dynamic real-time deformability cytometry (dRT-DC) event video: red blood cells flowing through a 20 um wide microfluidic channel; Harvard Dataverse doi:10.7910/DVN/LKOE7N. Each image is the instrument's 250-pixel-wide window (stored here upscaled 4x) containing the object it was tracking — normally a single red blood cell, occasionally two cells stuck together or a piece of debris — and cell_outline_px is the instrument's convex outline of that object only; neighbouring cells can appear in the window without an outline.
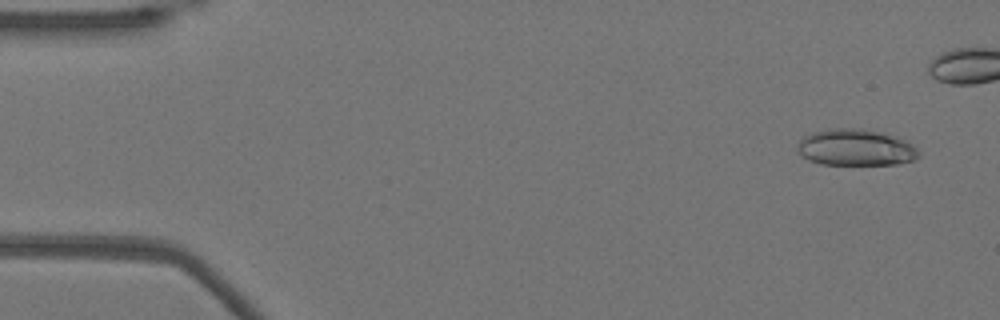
{"species": "Egyptian fruit bat (a non-hibernating species)", "species_latin": "Rousettus aegyptiacus", "temperature_condition": "warm", "stored_images_in_passage": 42, "camera_frame_rate_fps": 3000, "um_per_image_px": 0.085, "animal": {"sex": "female"}, "frame": {"image": 1, "passage_image": 3, "time_ms": 0.667, "image_size_px": [1000, 320], "cell_outline_px": [[920, 156], [912, 160], [896, 164], [820, 164], [796, 152], [796, 148], [800, 140], [804, 136], [812, 132], [828, 128], [864, 128], [884, 132], [908, 140], [920, 152]], "centroid_in_image_um": [72.75, 12.51], "position_along_channel_um": 12.2, "area_um2": 26.07}}
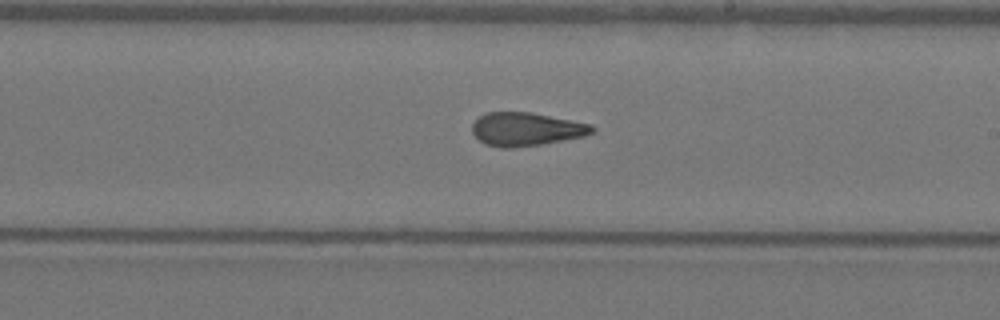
{"frame": {"image": 2, "passage_image": 30, "time_ms": 9.667, "image_size_px": [1000, 320], "cell_outline_px": [[596, 128], [592, 132], [584, 136], [540, 144], [512, 148], [500, 148], [484, 144], [472, 132], [472, 124], [480, 116], [488, 112], [528, 112], [592, 124]], "centroid_in_image_um": [44.7, 10.98], "position_along_channel_um": 244.3, "area_um2": 23.12}}
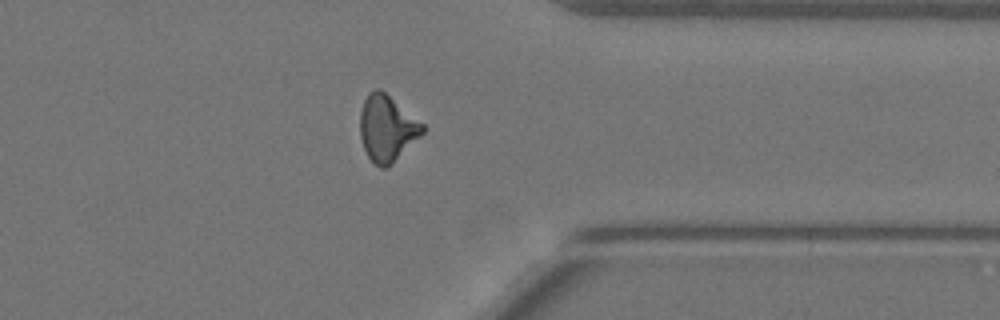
{"frame": {"image": 3, "passage_image": 41, "time_ms": 13.333, "image_size_px": [1000, 320], "cell_outline_px": [[424, 132], [388, 168], [380, 168], [368, 156], [364, 148], [360, 136], [360, 112], [364, 100], [368, 92], [376, 88], [380, 88], [424, 124]], "centroid_in_image_um": [32.88, 10.9], "position_along_channel_um": 378.5, "area_um2": 23.99}}